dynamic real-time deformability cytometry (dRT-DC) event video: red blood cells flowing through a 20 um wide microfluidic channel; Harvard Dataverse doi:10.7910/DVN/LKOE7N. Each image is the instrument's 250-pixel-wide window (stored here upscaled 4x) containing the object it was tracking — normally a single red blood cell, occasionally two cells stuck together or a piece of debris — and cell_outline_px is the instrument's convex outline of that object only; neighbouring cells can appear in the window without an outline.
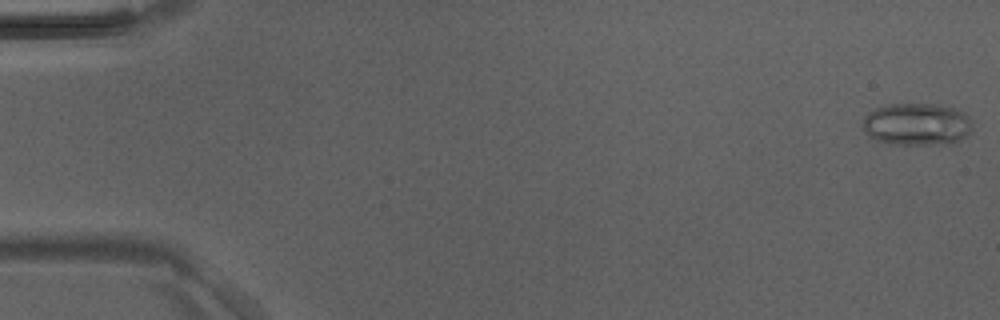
{"species": "Egyptian fruit bat (a non-hibernating species)", "species_latin": "Rousettus aegyptiacus", "temperature_condition": "room temperature", "stored_images_in_passage": 47, "camera_frame_rate_fps": 3000, "um_per_image_px": 0.085, "animal": {"sex": "male"}, "frame": {"image": 1, "passage_image": 1, "time_ms": 0.0, "image_size_px": [1000, 320], "cell_outline_px": [[972, 132], [960, 140], [928, 144], [888, 144], [876, 140], [868, 136], [864, 132], [860, 120], [868, 112], [876, 108], [888, 104], [940, 104], [964, 112], [972, 120]], "centroid_in_image_um": [77.88, 10.55], "position_along_channel_um": 7.1, "area_um2": 27.28}}
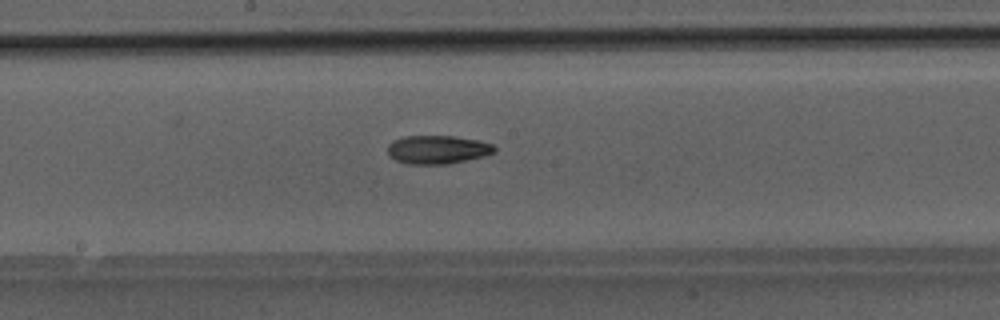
{"frame": {"image": 2, "passage_image": 25, "time_ms": 8.0, "image_size_px": [1000, 320], "cell_outline_px": [[496, 152], [484, 156], [448, 164], [408, 164], [396, 160], [388, 156], [388, 144], [392, 140], [404, 136], [452, 136], [476, 140], [492, 144], [496, 148]], "centroid_in_image_um": [37.16, 12.72], "position_along_channel_um": 211.0, "area_um2": 17.74}}
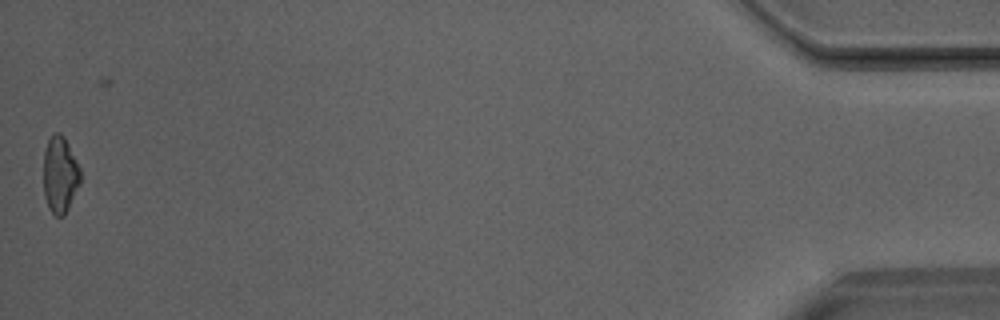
{"frame": {"image": 3, "passage_image": 46, "time_ms": 15.0, "image_size_px": [1000, 320], "cell_outline_px": [[80, 184], [64, 216], [56, 216], [48, 208], [44, 196], [44, 152], [48, 140], [56, 132], [60, 132], [64, 136], [80, 168]], "centroid_in_image_um": [5.1, 14.86], "position_along_channel_um": 430.1, "area_um2": 16.36}}